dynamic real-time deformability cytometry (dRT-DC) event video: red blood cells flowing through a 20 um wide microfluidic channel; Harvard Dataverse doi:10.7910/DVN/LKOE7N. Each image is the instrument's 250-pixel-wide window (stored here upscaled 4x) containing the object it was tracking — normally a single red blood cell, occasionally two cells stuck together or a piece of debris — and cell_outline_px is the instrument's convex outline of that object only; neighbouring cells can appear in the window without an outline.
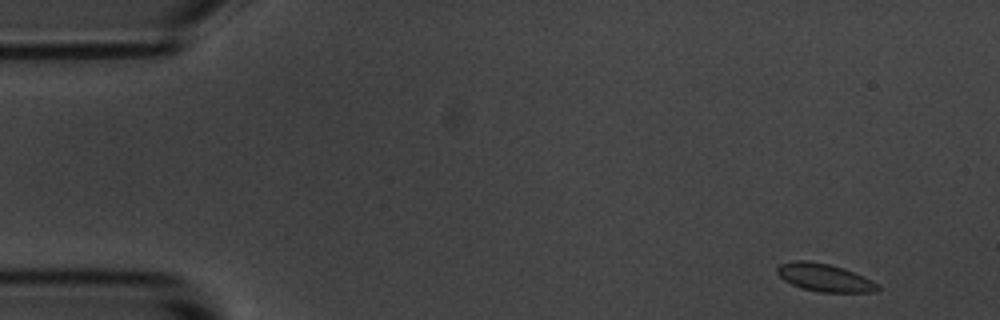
{"species": "common noctule bat (a hibernating species)", "species_latin": "Nyctalus noctula", "temperature_condition": "room temperature", "stored_images_in_passage": 4, "camera_frame_rate_fps": 3000, "um_per_image_px": 0.085, "animal": {"sex": "male", "body_mass_g": 20.1, "forearm_length_mm": 53.5}, "frame": {"image": 1, "passage_image": 1, "time_ms": 0.0, "image_size_px": [1000, 320], "cell_outline_px": [[880, 288], [876, 292], [820, 292], [804, 288], [792, 284], [784, 280], [776, 272], [776, 268], [780, 264], [792, 260], [808, 260], [828, 264], [844, 268], [864, 276], [880, 284]], "centroid_in_image_um": [70.11, 23.58], "position_along_channel_um": 14.9, "area_um2": 16.36}}
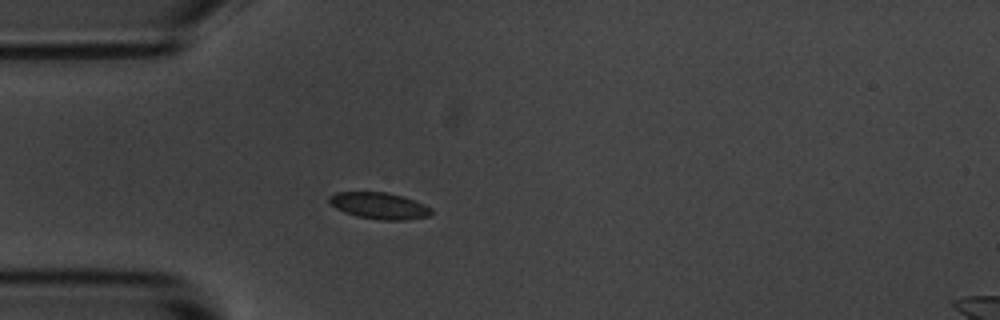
{"frame": {"image": 2, "passage_image": 4, "time_ms": 3.667, "image_size_px": [1000, 320], "cell_outline_px": [[432, 212], [428, 216], [408, 220], [380, 220], [356, 216], [344, 212], [336, 208], [328, 200], [328, 196], [336, 192], [388, 192], [404, 196], [424, 204], [432, 208]], "centroid_in_image_um": [32.25, 17.48], "position_along_channel_um": 52.8, "area_um2": 15.9}}